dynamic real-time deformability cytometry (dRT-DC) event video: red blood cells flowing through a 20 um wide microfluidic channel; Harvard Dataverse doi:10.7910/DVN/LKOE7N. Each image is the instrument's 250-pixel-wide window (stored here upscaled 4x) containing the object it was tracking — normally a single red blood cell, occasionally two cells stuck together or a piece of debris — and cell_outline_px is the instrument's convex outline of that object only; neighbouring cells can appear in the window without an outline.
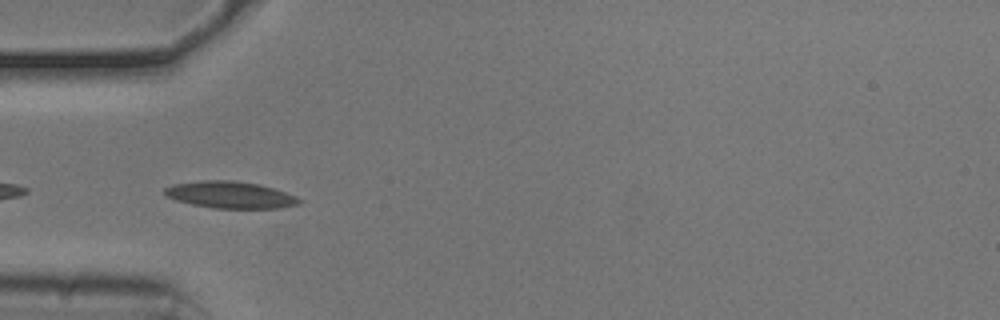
{"species": "common noctule bat (a hibernating species)", "species_latin": "Nyctalus noctula", "temperature_condition": "cold", "stored_images_in_passage": 38, "camera_frame_rate_fps": 3000, "um_per_image_px": 0.085, "animal": {"sex": "male", "body_mass_g": 20.5, "forearm_length_mm": 52.5}, "frame": {"image": 1, "passage_image": 2, "time_ms": 0.333, "image_size_px": [1000, 320], "cell_outline_px": [[304, 200], [300, 204], [280, 208], [212, 208], [192, 204], [176, 200], [164, 196], [164, 188], [172, 184], [200, 180], [228, 180], [260, 184], [296, 196]], "centroid_in_image_um": [19.56, 16.56], "position_along_channel_um": 65.4, "area_um2": 21.15}}
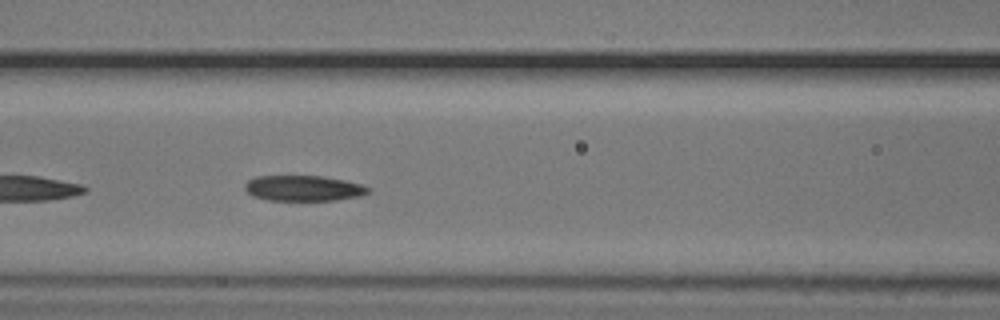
{"frame": {"image": 2, "passage_image": 8, "time_ms": 2.333, "image_size_px": [1000, 320], "cell_outline_px": [[372, 192], [360, 196], [336, 200], [268, 200], [252, 196], [244, 188], [244, 184], [248, 180], [256, 176], [320, 176], [344, 180], [360, 184], [372, 188]], "centroid_in_image_um": [25.81, 16.0], "position_along_channel_um": 140.8, "area_um2": 18.44}}
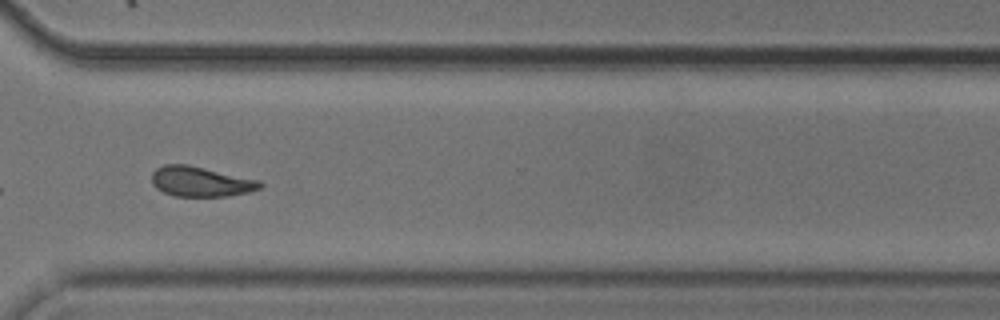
{"frame": {"image": 3, "passage_image": 25, "time_ms": 8.0, "image_size_px": [1000, 320], "cell_outline_px": [[264, 184], [260, 188], [248, 192], [228, 196], [176, 196], [164, 192], [156, 188], [152, 184], [152, 172], [156, 168], [164, 164], [188, 164], [260, 180]], "centroid_in_image_um": [17.06, 15.42], "position_along_channel_um": 353.5, "area_um2": 19.02}, "authors_computed_cell_mechanics": {"area_um2": 19.2185, "velocity_mm_per_s": 3.7597, "shape_relaxation_time_tau1_ms": 7.4484, "shape_relaxation_time_tau2_ms": 4.9047, "deformation_change_tau1": 0.1312, "deformation_change_tau2": 0.1211}}